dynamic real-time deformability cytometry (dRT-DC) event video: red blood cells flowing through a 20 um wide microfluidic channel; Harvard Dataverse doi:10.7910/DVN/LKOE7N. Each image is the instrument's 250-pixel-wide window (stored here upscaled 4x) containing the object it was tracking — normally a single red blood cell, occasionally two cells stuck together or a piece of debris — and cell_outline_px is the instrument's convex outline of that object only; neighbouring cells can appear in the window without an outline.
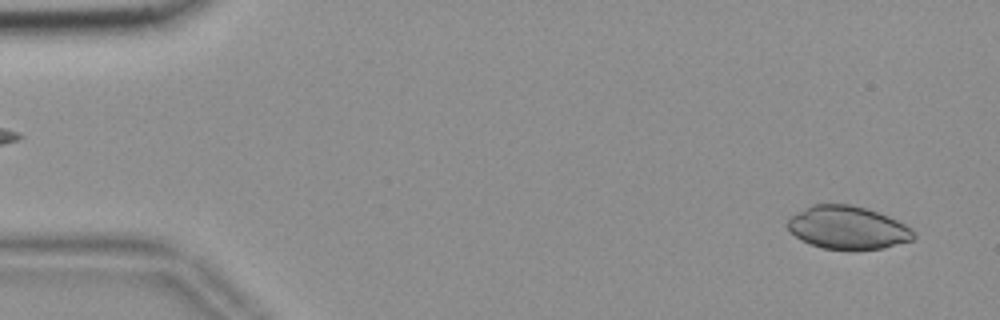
{"species": "common noctule bat (a hibernating species)", "species_latin": "Nyctalus noctula", "temperature_condition": "room temperature", "stored_images_in_passage": 55, "camera_frame_rate_fps": 3000, "um_per_image_px": 0.085, "animal": {"sex": "female", "body_mass_g": 18.4}, "frame": {"image": 1, "passage_image": 3, "time_ms": 0.667, "image_size_px": [1000, 320], "cell_outline_px": [[916, 236], [912, 240], [884, 248], [820, 248], [800, 240], [784, 224], [792, 216], [804, 208], [812, 204], [848, 204], [864, 208], [888, 216], [904, 224]], "centroid_in_image_um": [72.0, 19.34], "position_along_channel_um": 13.0, "area_um2": 30.98}}
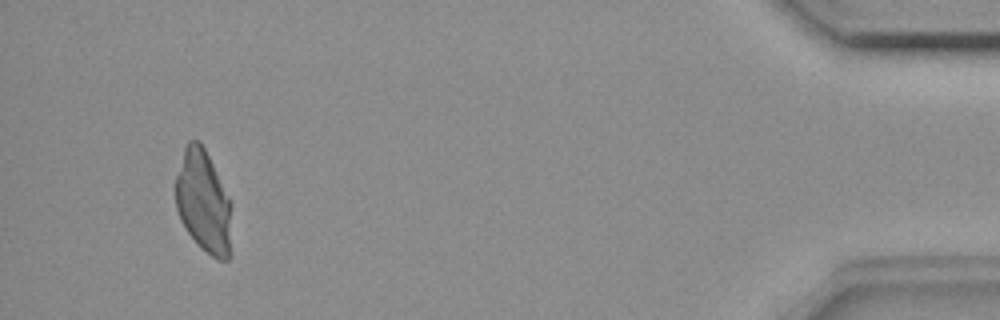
{"frame": {"image": 2, "passage_image": 52, "time_ms": 17.0, "image_size_px": [1000, 320], "cell_outline_px": [[232, 256], [228, 260], [216, 260], [188, 232], [180, 220], [176, 208], [176, 176], [184, 148], [188, 140], [196, 140], [204, 148], [212, 164], [228, 200], [232, 252]], "centroid_in_image_um": [17.27, 17.18], "position_along_channel_um": 417.9, "area_um2": 32.48}}